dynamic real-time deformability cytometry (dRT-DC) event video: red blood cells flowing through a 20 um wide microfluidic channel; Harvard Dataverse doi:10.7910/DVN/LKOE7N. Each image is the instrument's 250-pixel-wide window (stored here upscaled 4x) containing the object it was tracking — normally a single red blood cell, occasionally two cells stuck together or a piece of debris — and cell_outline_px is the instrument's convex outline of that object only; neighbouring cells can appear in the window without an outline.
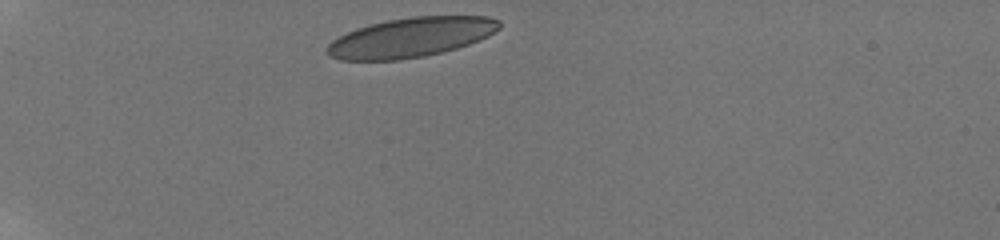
{"species": "human", "species_latin": "Homo sapiens", "temperature_condition": "room temperature", "stored_images_in_passage": 35, "camera_frame_rate_fps": 3000, "um_per_image_px": 0.085, "donor": {"sex": "male"}, "frame": {"image": 1, "passage_image": 1, "time_ms": 0.0, "image_size_px": [1000, 240], "cell_outline_px": [[500, 28], [488, 36], [468, 44], [456, 48], [424, 56], [400, 60], [340, 60], [328, 56], [324, 52], [324, 48], [332, 40], [356, 28], [388, 20], [412, 16], [488, 16], [500, 20]], "centroid_in_image_um": [34.89, 3.18], "position_along_channel_um": 50.1, "area_um2": 39.77}}
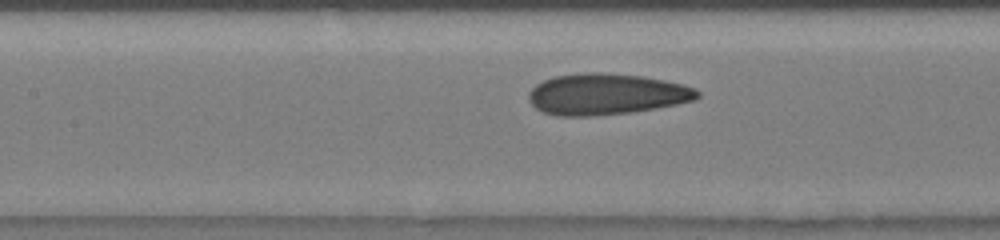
{"frame": {"image": 2, "passage_image": 13, "time_ms": 4.0, "image_size_px": [1000, 240], "cell_outline_px": [[700, 96], [696, 100], [656, 108], [632, 112], [592, 116], [556, 116], [544, 112], [536, 108], [528, 100], [528, 92], [536, 84], [544, 80], [556, 76], [584, 72], [600, 72], [640, 76], [664, 80], [684, 84], [696, 88], [700, 92]], "centroid_in_image_um": [51.55, 8.01], "position_along_channel_um": 155.9, "area_um2": 40.63}}
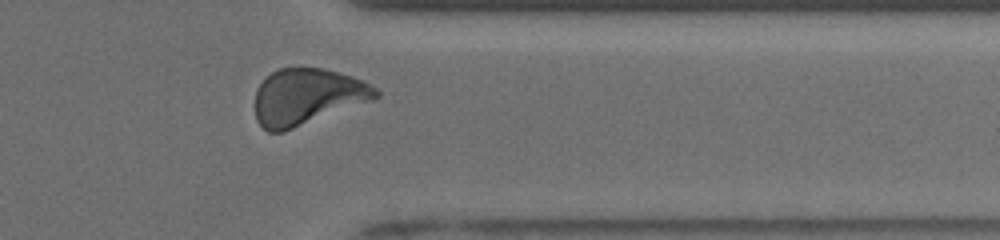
{"frame": {"image": 3, "passage_image": 31, "time_ms": 10.0, "image_size_px": [1000, 240], "cell_outline_px": [[380, 96], [372, 100], [284, 132], [268, 132], [256, 120], [256, 88], [272, 72], [280, 68], [320, 68], [352, 76], [376, 88], [380, 92]], "centroid_in_image_um": [26.1, 8.23], "position_along_channel_um": 385.3, "area_um2": 39.19}, "authors_computed_cell_mechanics": {"area_um2": 39.5352, "velocity_mm_per_s": 3.8381, "shape_relaxation_time_tau1_ms": 4.7372, "shape_relaxation_time_tau2_ms": 0.9877, "deformation_change_tau1": 0.1284, "deformation_change_tau2": 0.0822}}